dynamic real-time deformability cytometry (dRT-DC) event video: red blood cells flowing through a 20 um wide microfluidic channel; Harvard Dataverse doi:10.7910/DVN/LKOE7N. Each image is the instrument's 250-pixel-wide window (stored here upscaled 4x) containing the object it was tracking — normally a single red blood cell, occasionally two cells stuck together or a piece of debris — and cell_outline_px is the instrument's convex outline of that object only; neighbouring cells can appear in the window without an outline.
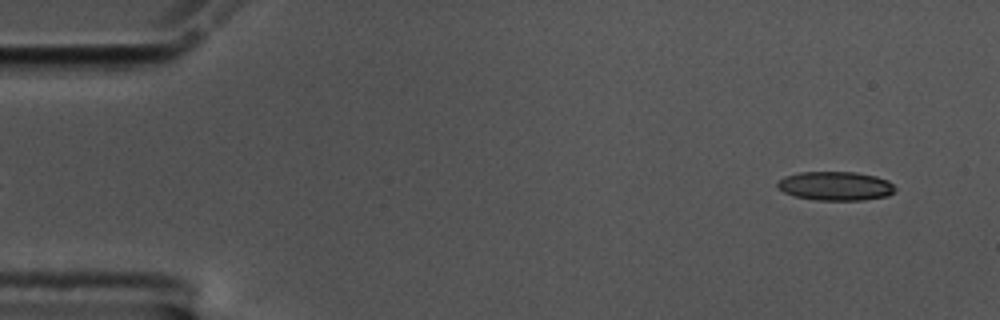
{"species": "common noctule bat (a hibernating species)", "species_latin": "Nyctalus noctula", "temperature_condition": "cold", "stored_images_in_passage": 54, "camera_frame_rate_fps": 3000, "um_per_image_px": 0.085, "animal": {"sex": "male", "body_mass_g": 17.5, "forearm_length_mm": 52.3}, "frame": {"image": 1, "passage_image": 2, "time_ms": 0.333, "image_size_px": [1000, 320], "cell_outline_px": [[896, 188], [888, 196], [864, 200], [816, 200], [796, 196], [784, 192], [776, 188], [776, 184], [784, 176], [800, 172], [856, 172], [876, 176], [888, 180]], "centroid_in_image_um": [71.01, 15.8], "position_along_channel_um": 14.0, "area_um2": 19.88}}
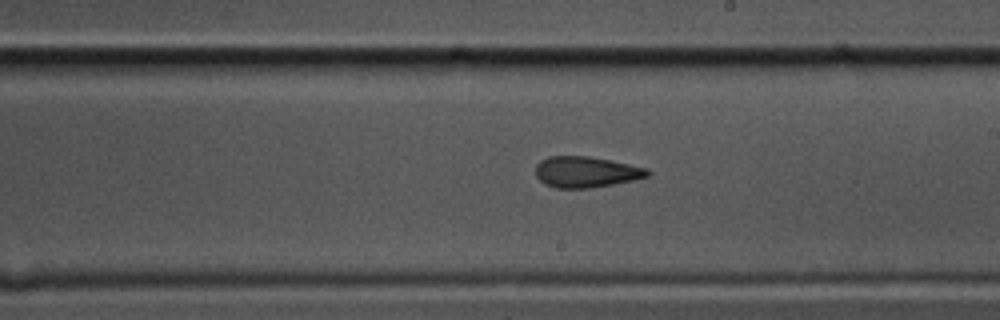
{"frame": {"image": 2, "passage_image": 30, "time_ms": 9.667, "image_size_px": [1000, 320], "cell_outline_px": [[652, 172], [648, 176], [636, 180], [588, 188], [556, 188], [544, 184], [536, 176], [536, 164], [540, 160], [548, 156], [588, 156], [612, 160], [648, 168]], "centroid_in_image_um": [49.83, 14.61], "position_along_channel_um": 239.2, "area_um2": 20.4}}
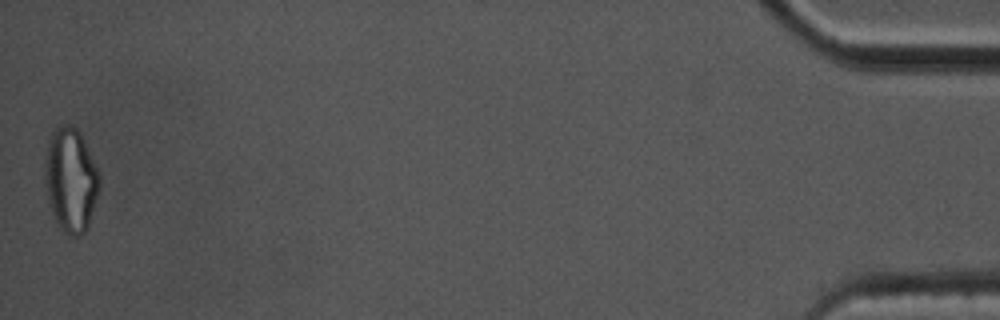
{"frame": {"image": 3, "passage_image": 54, "time_ms": 17.667, "image_size_px": [1000, 320], "cell_outline_px": [[100, 188], [88, 228], [80, 236], [72, 236], [64, 232], [60, 228], [52, 212], [48, 200], [44, 184], [44, 160], [48, 140], [52, 132], [56, 128], [64, 124], [72, 124], [80, 132], [100, 176]], "centroid_in_image_um": [6.0, 15.29], "position_along_channel_um": 429.2, "area_um2": 33.35}, "authors_computed_cell_mechanics": {"area_um2": 20.6635, "velocity_mm_per_s": 3.5613, "shape_relaxation_time_tau1_ms": 6.1216, "shape_relaxation_time_tau2_ms": 2.9396, "deformation_change_tau1": 0.178, "deformation_change_tau2": 0.1252}}